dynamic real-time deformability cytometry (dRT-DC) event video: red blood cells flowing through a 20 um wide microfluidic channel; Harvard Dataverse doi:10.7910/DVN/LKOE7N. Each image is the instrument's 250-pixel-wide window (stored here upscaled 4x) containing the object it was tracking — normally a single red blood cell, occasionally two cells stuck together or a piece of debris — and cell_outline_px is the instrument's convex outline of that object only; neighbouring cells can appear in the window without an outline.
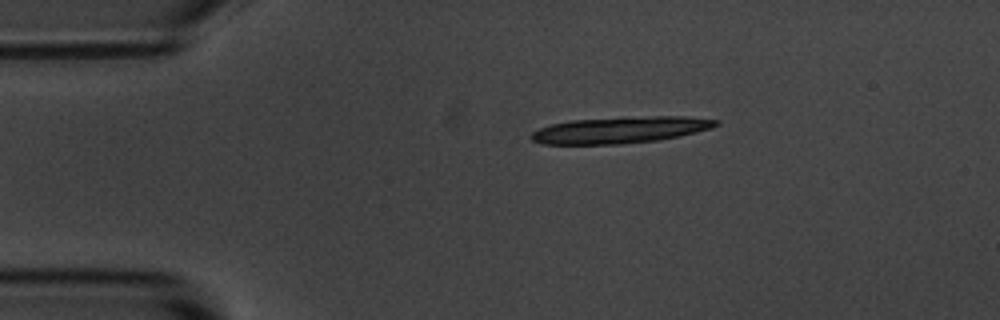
{"species": "common noctule bat (a hibernating species)", "species_latin": "Nyctalus noctula", "temperature_condition": "room temperature", "stored_images_in_passage": 5, "camera_frame_rate_fps": 3000, "um_per_image_px": 0.085, "animal": {"sex": "male", "body_mass_g": 20.1, "forearm_length_mm": 53.5}, "frame": {"image": 1, "passage_image": 1, "time_ms": 0.0, "image_size_px": [1000, 320], "cell_outline_px": [[720, 124], [712, 128], [680, 136], [656, 140], [620, 144], [544, 144], [532, 140], [528, 136], [532, 132], [540, 128], [552, 124], [568, 120], [624, 116], [684, 116], [720, 120]], "centroid_in_image_um": [52.73, 11.03], "position_along_channel_um": 32.3, "area_um2": 28.9}}